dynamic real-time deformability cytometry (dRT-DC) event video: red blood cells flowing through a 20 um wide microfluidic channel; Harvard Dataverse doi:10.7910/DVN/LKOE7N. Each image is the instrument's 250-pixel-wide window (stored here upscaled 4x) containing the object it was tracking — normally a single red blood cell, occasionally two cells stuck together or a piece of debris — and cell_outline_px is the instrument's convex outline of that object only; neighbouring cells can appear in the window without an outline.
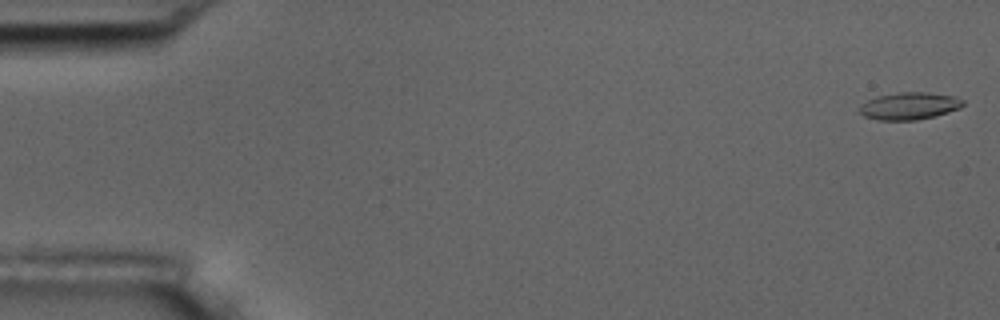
{"species": "common noctule bat (a hibernating species)", "species_latin": "Nyctalus noctula", "temperature_condition": "room temperature", "stored_images_in_passage": 56, "camera_frame_rate_fps": 3000, "um_per_image_px": 0.085, "animal": {"sex": "male", "body_mass_g": 17.5, "forearm_length_mm": 52.3}, "frame": {"image": 1, "passage_image": 1, "time_ms": 0.0, "image_size_px": [1000, 320], "cell_outline_px": [[964, 104], [960, 108], [936, 116], [916, 120], [876, 120], [864, 116], [860, 112], [860, 108], [868, 100], [876, 96], [900, 92], [924, 92], [952, 96], [964, 100]], "centroid_in_image_um": [77.31, 9.01], "position_along_channel_um": 7.7, "area_um2": 16.3}}
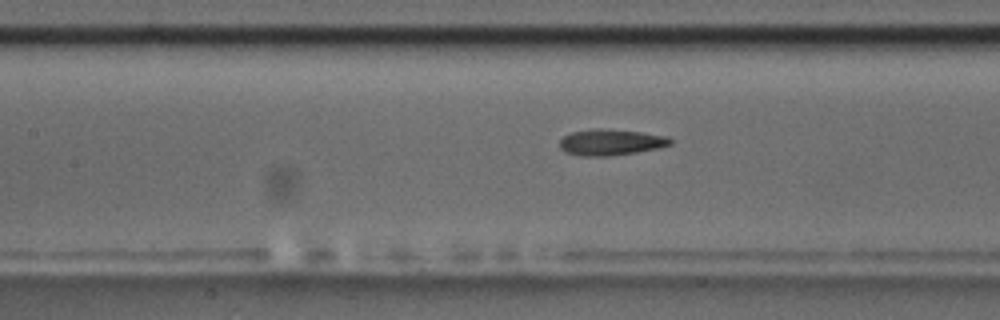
{"frame": {"image": 2, "passage_image": 25, "time_ms": 8.0, "image_size_px": [1000, 320], "cell_outline_px": [[672, 144], [660, 148], [612, 156], [580, 156], [568, 152], [560, 148], [560, 140], [564, 136], [572, 132], [596, 128], [600, 128], [640, 132], [668, 136], [672, 140]], "centroid_in_image_um": [51.95, 12.09], "position_along_channel_um": 155.5, "area_um2": 16.82}}
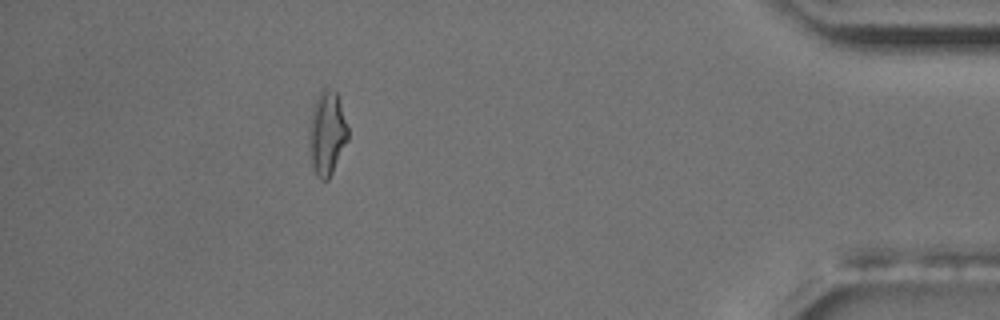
{"frame": {"image": 3, "passage_image": 50, "time_ms": 16.333, "image_size_px": [1000, 320], "cell_outline_px": [[348, 140], [328, 180], [320, 180], [316, 176], [312, 164], [308, 144], [308, 124], [312, 108], [316, 96], [324, 88], [336, 92], [348, 128]], "centroid_in_image_um": [27.76, 11.34], "position_along_channel_um": 407.4, "area_um2": 19.07}, "authors_computed_cell_mechanics": {"area_um2": 16.5886, "velocity_mm_per_s": 3.6332, "shape_relaxation_time_tau1_ms": 4.2857, "shape_relaxation_time_tau2_ms": 2.1668, "deformation_change_tau1": 0.187, "deformation_change_tau2": 0.1164}}